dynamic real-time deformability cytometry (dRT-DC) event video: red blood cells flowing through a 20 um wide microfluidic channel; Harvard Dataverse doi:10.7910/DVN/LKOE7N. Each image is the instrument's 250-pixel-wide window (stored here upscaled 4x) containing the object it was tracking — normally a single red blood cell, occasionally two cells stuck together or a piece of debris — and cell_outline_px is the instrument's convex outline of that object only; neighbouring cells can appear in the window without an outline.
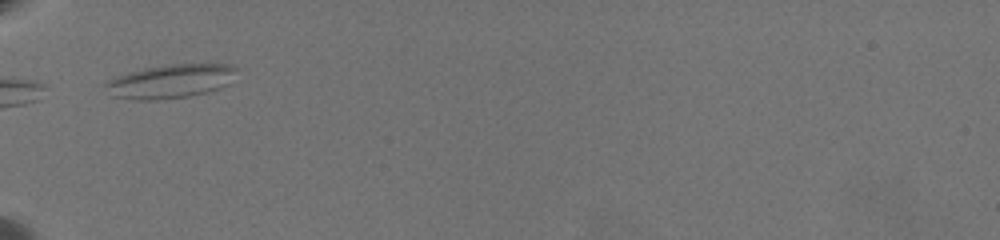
{"species": "common noctule bat (a hibernating species)", "species_latin": "Nyctalus noctula", "temperature_condition": "warm", "stored_images_in_passage": 4, "camera_frame_rate_fps": 3000, "um_per_image_px": 0.085, "animal": {"sex": "female", "body_mass_g": 19.5, "forearm_length_mm": 54.1}, "frame": {"image": 1, "passage_image": 1, "time_ms": 0.0, "image_size_px": [1000, 240], "cell_outline_px": [[236, 68], [228, 84], [220, 88], [208, 92], [188, 96], [156, 100], [136, 100], [116, 96], [100, 84], [116, 76], [128, 72], [144, 68], [172, 64], [228, 64]], "centroid_in_image_um": [14.45, 6.91], "position_along_channel_um": 70.5, "area_um2": 25.61}}